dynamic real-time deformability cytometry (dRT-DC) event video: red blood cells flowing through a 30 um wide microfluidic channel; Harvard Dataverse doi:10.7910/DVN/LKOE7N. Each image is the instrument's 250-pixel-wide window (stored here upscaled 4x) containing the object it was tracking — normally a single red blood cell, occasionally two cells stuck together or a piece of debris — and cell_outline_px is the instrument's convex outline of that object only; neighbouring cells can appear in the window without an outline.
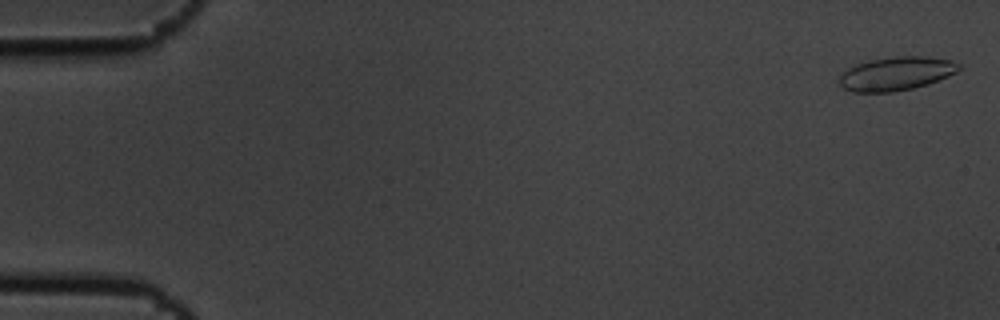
{"species": "common noctule bat (a hibernating species)", "species_latin": "Nyctalus noctula", "temperature_condition": "cold", "stored_images_in_passage": 5, "camera_frame_rate_fps": 3000, "um_per_image_px": 0.085, "animal": {"sex": "male", "body_mass_g": 19.5, "forearm_length_mm": 54.6}, "frame": {"image": 1, "passage_image": 1, "time_ms": 0.0, "image_size_px": [1000, 320], "cell_outline_px": [[964, 68], [948, 76], [928, 84], [912, 88], [892, 92], [852, 92], [844, 88], [840, 84], [840, 76], [848, 68], [856, 64], [872, 60], [896, 56], [924, 56], [948, 60], [960, 64]], "centroid_in_image_um": [76.2, 6.26], "position_along_channel_um": 8.8, "area_um2": 23.24}}